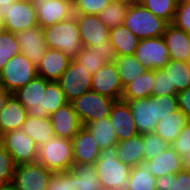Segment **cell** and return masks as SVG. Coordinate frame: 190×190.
<instances>
[{"label":"cell","mask_w":190,"mask_h":190,"mask_svg":"<svg viewBox=\"0 0 190 190\" xmlns=\"http://www.w3.org/2000/svg\"><path fill=\"white\" fill-rule=\"evenodd\" d=\"M65 94L63 93L61 86L58 81H49L46 85L45 90V110L51 115L58 108L66 105Z\"/></svg>","instance_id":"obj_38"},{"label":"cell","mask_w":190,"mask_h":190,"mask_svg":"<svg viewBox=\"0 0 190 190\" xmlns=\"http://www.w3.org/2000/svg\"><path fill=\"white\" fill-rule=\"evenodd\" d=\"M108 117L113 125L118 142L139 134L134 123L132 111L127 102L122 100L115 101Z\"/></svg>","instance_id":"obj_21"},{"label":"cell","mask_w":190,"mask_h":190,"mask_svg":"<svg viewBox=\"0 0 190 190\" xmlns=\"http://www.w3.org/2000/svg\"><path fill=\"white\" fill-rule=\"evenodd\" d=\"M112 0H73L74 14L98 15Z\"/></svg>","instance_id":"obj_44"},{"label":"cell","mask_w":190,"mask_h":190,"mask_svg":"<svg viewBox=\"0 0 190 190\" xmlns=\"http://www.w3.org/2000/svg\"><path fill=\"white\" fill-rule=\"evenodd\" d=\"M10 93L0 86V113L4 107L5 101L9 97Z\"/></svg>","instance_id":"obj_50"},{"label":"cell","mask_w":190,"mask_h":190,"mask_svg":"<svg viewBox=\"0 0 190 190\" xmlns=\"http://www.w3.org/2000/svg\"><path fill=\"white\" fill-rule=\"evenodd\" d=\"M21 130L30 137L37 146L43 144L46 140L55 137L53 127L49 117L33 118L27 116Z\"/></svg>","instance_id":"obj_30"},{"label":"cell","mask_w":190,"mask_h":190,"mask_svg":"<svg viewBox=\"0 0 190 190\" xmlns=\"http://www.w3.org/2000/svg\"><path fill=\"white\" fill-rule=\"evenodd\" d=\"M5 30L17 33L38 25L37 13L32 0H17L9 5L3 18Z\"/></svg>","instance_id":"obj_15"},{"label":"cell","mask_w":190,"mask_h":190,"mask_svg":"<svg viewBox=\"0 0 190 190\" xmlns=\"http://www.w3.org/2000/svg\"><path fill=\"white\" fill-rule=\"evenodd\" d=\"M32 3L42 28L74 16L73 0H32Z\"/></svg>","instance_id":"obj_14"},{"label":"cell","mask_w":190,"mask_h":190,"mask_svg":"<svg viewBox=\"0 0 190 190\" xmlns=\"http://www.w3.org/2000/svg\"><path fill=\"white\" fill-rule=\"evenodd\" d=\"M49 81L36 76L25 86L16 90L13 95L27 109L28 116L45 118L50 115L45 108V90Z\"/></svg>","instance_id":"obj_10"},{"label":"cell","mask_w":190,"mask_h":190,"mask_svg":"<svg viewBox=\"0 0 190 190\" xmlns=\"http://www.w3.org/2000/svg\"><path fill=\"white\" fill-rule=\"evenodd\" d=\"M71 59L62 51L48 48L37 65V75L48 81H58Z\"/></svg>","instance_id":"obj_23"},{"label":"cell","mask_w":190,"mask_h":190,"mask_svg":"<svg viewBox=\"0 0 190 190\" xmlns=\"http://www.w3.org/2000/svg\"><path fill=\"white\" fill-rule=\"evenodd\" d=\"M42 30L47 47L62 51L71 60L75 59L83 49L75 16L42 28Z\"/></svg>","instance_id":"obj_3"},{"label":"cell","mask_w":190,"mask_h":190,"mask_svg":"<svg viewBox=\"0 0 190 190\" xmlns=\"http://www.w3.org/2000/svg\"><path fill=\"white\" fill-rule=\"evenodd\" d=\"M161 70L167 74L171 86H175L177 92L190 87V62L170 59Z\"/></svg>","instance_id":"obj_31"},{"label":"cell","mask_w":190,"mask_h":190,"mask_svg":"<svg viewBox=\"0 0 190 190\" xmlns=\"http://www.w3.org/2000/svg\"><path fill=\"white\" fill-rule=\"evenodd\" d=\"M129 177L128 190H156V178L149 172L145 164L131 167Z\"/></svg>","instance_id":"obj_35"},{"label":"cell","mask_w":190,"mask_h":190,"mask_svg":"<svg viewBox=\"0 0 190 190\" xmlns=\"http://www.w3.org/2000/svg\"><path fill=\"white\" fill-rule=\"evenodd\" d=\"M109 39L117 56L134 55L140 39L124 25L110 29Z\"/></svg>","instance_id":"obj_28"},{"label":"cell","mask_w":190,"mask_h":190,"mask_svg":"<svg viewBox=\"0 0 190 190\" xmlns=\"http://www.w3.org/2000/svg\"><path fill=\"white\" fill-rule=\"evenodd\" d=\"M15 167L11 154L0 143V186L12 183Z\"/></svg>","instance_id":"obj_42"},{"label":"cell","mask_w":190,"mask_h":190,"mask_svg":"<svg viewBox=\"0 0 190 190\" xmlns=\"http://www.w3.org/2000/svg\"><path fill=\"white\" fill-rule=\"evenodd\" d=\"M114 102V99L90 90L71 103L82 125L85 126L89 122L108 117Z\"/></svg>","instance_id":"obj_8"},{"label":"cell","mask_w":190,"mask_h":190,"mask_svg":"<svg viewBox=\"0 0 190 190\" xmlns=\"http://www.w3.org/2000/svg\"><path fill=\"white\" fill-rule=\"evenodd\" d=\"M188 123L187 116L180 109H177L161 119L154 132L170 145Z\"/></svg>","instance_id":"obj_27"},{"label":"cell","mask_w":190,"mask_h":190,"mask_svg":"<svg viewBox=\"0 0 190 190\" xmlns=\"http://www.w3.org/2000/svg\"><path fill=\"white\" fill-rule=\"evenodd\" d=\"M154 82V70H146L142 75L131 81L123 88L121 100L148 98L152 96V86Z\"/></svg>","instance_id":"obj_29"},{"label":"cell","mask_w":190,"mask_h":190,"mask_svg":"<svg viewBox=\"0 0 190 190\" xmlns=\"http://www.w3.org/2000/svg\"><path fill=\"white\" fill-rule=\"evenodd\" d=\"M0 190H18L13 183L0 186Z\"/></svg>","instance_id":"obj_52"},{"label":"cell","mask_w":190,"mask_h":190,"mask_svg":"<svg viewBox=\"0 0 190 190\" xmlns=\"http://www.w3.org/2000/svg\"><path fill=\"white\" fill-rule=\"evenodd\" d=\"M85 127L90 131L100 149L115 146L118 142L109 117L89 122Z\"/></svg>","instance_id":"obj_32"},{"label":"cell","mask_w":190,"mask_h":190,"mask_svg":"<svg viewBox=\"0 0 190 190\" xmlns=\"http://www.w3.org/2000/svg\"><path fill=\"white\" fill-rule=\"evenodd\" d=\"M21 53L35 66L44 57L48 47L40 25L15 33Z\"/></svg>","instance_id":"obj_17"},{"label":"cell","mask_w":190,"mask_h":190,"mask_svg":"<svg viewBox=\"0 0 190 190\" xmlns=\"http://www.w3.org/2000/svg\"><path fill=\"white\" fill-rule=\"evenodd\" d=\"M126 102L132 111L136 129L141 135L154 132L161 119L179 109L177 95L149 96Z\"/></svg>","instance_id":"obj_1"},{"label":"cell","mask_w":190,"mask_h":190,"mask_svg":"<svg viewBox=\"0 0 190 190\" xmlns=\"http://www.w3.org/2000/svg\"><path fill=\"white\" fill-rule=\"evenodd\" d=\"M144 146V160L149 161L165 151L169 144L155 132L142 134Z\"/></svg>","instance_id":"obj_41"},{"label":"cell","mask_w":190,"mask_h":190,"mask_svg":"<svg viewBox=\"0 0 190 190\" xmlns=\"http://www.w3.org/2000/svg\"><path fill=\"white\" fill-rule=\"evenodd\" d=\"M15 33L4 30L0 33V71L13 56L21 53Z\"/></svg>","instance_id":"obj_39"},{"label":"cell","mask_w":190,"mask_h":190,"mask_svg":"<svg viewBox=\"0 0 190 190\" xmlns=\"http://www.w3.org/2000/svg\"><path fill=\"white\" fill-rule=\"evenodd\" d=\"M5 30L4 21L2 18H0V33H2Z\"/></svg>","instance_id":"obj_53"},{"label":"cell","mask_w":190,"mask_h":190,"mask_svg":"<svg viewBox=\"0 0 190 190\" xmlns=\"http://www.w3.org/2000/svg\"><path fill=\"white\" fill-rule=\"evenodd\" d=\"M144 164L155 178L167 174H176L183 170L181 156L177 154L171 145L153 159L145 161Z\"/></svg>","instance_id":"obj_25"},{"label":"cell","mask_w":190,"mask_h":190,"mask_svg":"<svg viewBox=\"0 0 190 190\" xmlns=\"http://www.w3.org/2000/svg\"><path fill=\"white\" fill-rule=\"evenodd\" d=\"M94 165L73 164L71 170L53 173L46 190H101Z\"/></svg>","instance_id":"obj_4"},{"label":"cell","mask_w":190,"mask_h":190,"mask_svg":"<svg viewBox=\"0 0 190 190\" xmlns=\"http://www.w3.org/2000/svg\"><path fill=\"white\" fill-rule=\"evenodd\" d=\"M78 64L83 65V67L90 74L96 73L102 66L106 64L101 56L92 47H83L81 52L74 59Z\"/></svg>","instance_id":"obj_40"},{"label":"cell","mask_w":190,"mask_h":190,"mask_svg":"<svg viewBox=\"0 0 190 190\" xmlns=\"http://www.w3.org/2000/svg\"><path fill=\"white\" fill-rule=\"evenodd\" d=\"M37 162L53 173L71 170L73 163L72 142L53 137L38 146Z\"/></svg>","instance_id":"obj_6"},{"label":"cell","mask_w":190,"mask_h":190,"mask_svg":"<svg viewBox=\"0 0 190 190\" xmlns=\"http://www.w3.org/2000/svg\"><path fill=\"white\" fill-rule=\"evenodd\" d=\"M168 24L138 1L129 4L123 21V25L139 39L163 36Z\"/></svg>","instance_id":"obj_5"},{"label":"cell","mask_w":190,"mask_h":190,"mask_svg":"<svg viewBox=\"0 0 190 190\" xmlns=\"http://www.w3.org/2000/svg\"><path fill=\"white\" fill-rule=\"evenodd\" d=\"M93 50H96L106 63H112L116 58L117 54L115 48L112 46L110 39L103 42V44L95 45L92 47Z\"/></svg>","instance_id":"obj_47"},{"label":"cell","mask_w":190,"mask_h":190,"mask_svg":"<svg viewBox=\"0 0 190 190\" xmlns=\"http://www.w3.org/2000/svg\"><path fill=\"white\" fill-rule=\"evenodd\" d=\"M130 3L112 0L99 14V19L109 28L123 25Z\"/></svg>","instance_id":"obj_34"},{"label":"cell","mask_w":190,"mask_h":190,"mask_svg":"<svg viewBox=\"0 0 190 190\" xmlns=\"http://www.w3.org/2000/svg\"><path fill=\"white\" fill-rule=\"evenodd\" d=\"M163 38L171 60L190 62V34L169 23Z\"/></svg>","instance_id":"obj_22"},{"label":"cell","mask_w":190,"mask_h":190,"mask_svg":"<svg viewBox=\"0 0 190 190\" xmlns=\"http://www.w3.org/2000/svg\"><path fill=\"white\" fill-rule=\"evenodd\" d=\"M181 165L183 170L190 171V151L188 155H181Z\"/></svg>","instance_id":"obj_51"},{"label":"cell","mask_w":190,"mask_h":190,"mask_svg":"<svg viewBox=\"0 0 190 190\" xmlns=\"http://www.w3.org/2000/svg\"><path fill=\"white\" fill-rule=\"evenodd\" d=\"M53 172L38 162L18 164L12 183L18 190H46Z\"/></svg>","instance_id":"obj_13"},{"label":"cell","mask_w":190,"mask_h":190,"mask_svg":"<svg viewBox=\"0 0 190 190\" xmlns=\"http://www.w3.org/2000/svg\"><path fill=\"white\" fill-rule=\"evenodd\" d=\"M102 189L128 190L130 167L117 158L116 146L100 149L94 164Z\"/></svg>","instance_id":"obj_2"},{"label":"cell","mask_w":190,"mask_h":190,"mask_svg":"<svg viewBox=\"0 0 190 190\" xmlns=\"http://www.w3.org/2000/svg\"><path fill=\"white\" fill-rule=\"evenodd\" d=\"M178 108L187 116L190 122V87L177 93Z\"/></svg>","instance_id":"obj_48"},{"label":"cell","mask_w":190,"mask_h":190,"mask_svg":"<svg viewBox=\"0 0 190 190\" xmlns=\"http://www.w3.org/2000/svg\"><path fill=\"white\" fill-rule=\"evenodd\" d=\"M113 64L117 68L123 88L147 70L134 55L116 56Z\"/></svg>","instance_id":"obj_33"},{"label":"cell","mask_w":190,"mask_h":190,"mask_svg":"<svg viewBox=\"0 0 190 190\" xmlns=\"http://www.w3.org/2000/svg\"><path fill=\"white\" fill-rule=\"evenodd\" d=\"M55 137L72 140L83 127L72 103L58 108L49 116Z\"/></svg>","instance_id":"obj_19"},{"label":"cell","mask_w":190,"mask_h":190,"mask_svg":"<svg viewBox=\"0 0 190 190\" xmlns=\"http://www.w3.org/2000/svg\"><path fill=\"white\" fill-rule=\"evenodd\" d=\"M92 74L74 59L58 80L66 100L71 103L84 93L91 90Z\"/></svg>","instance_id":"obj_11"},{"label":"cell","mask_w":190,"mask_h":190,"mask_svg":"<svg viewBox=\"0 0 190 190\" xmlns=\"http://www.w3.org/2000/svg\"><path fill=\"white\" fill-rule=\"evenodd\" d=\"M179 156L190 151V122L184 126L178 137L170 144Z\"/></svg>","instance_id":"obj_46"},{"label":"cell","mask_w":190,"mask_h":190,"mask_svg":"<svg viewBox=\"0 0 190 190\" xmlns=\"http://www.w3.org/2000/svg\"><path fill=\"white\" fill-rule=\"evenodd\" d=\"M17 0H0V18L5 17V11L9 7V5H13V3Z\"/></svg>","instance_id":"obj_49"},{"label":"cell","mask_w":190,"mask_h":190,"mask_svg":"<svg viewBox=\"0 0 190 190\" xmlns=\"http://www.w3.org/2000/svg\"><path fill=\"white\" fill-rule=\"evenodd\" d=\"M91 90L115 101L121 100L123 87L113 62L106 63L92 74Z\"/></svg>","instance_id":"obj_16"},{"label":"cell","mask_w":190,"mask_h":190,"mask_svg":"<svg viewBox=\"0 0 190 190\" xmlns=\"http://www.w3.org/2000/svg\"><path fill=\"white\" fill-rule=\"evenodd\" d=\"M115 146L117 158L130 168L145 163L143 137L141 134L117 142Z\"/></svg>","instance_id":"obj_26"},{"label":"cell","mask_w":190,"mask_h":190,"mask_svg":"<svg viewBox=\"0 0 190 190\" xmlns=\"http://www.w3.org/2000/svg\"><path fill=\"white\" fill-rule=\"evenodd\" d=\"M114 1H124L128 3H133V2H137L138 0H114Z\"/></svg>","instance_id":"obj_54"},{"label":"cell","mask_w":190,"mask_h":190,"mask_svg":"<svg viewBox=\"0 0 190 190\" xmlns=\"http://www.w3.org/2000/svg\"><path fill=\"white\" fill-rule=\"evenodd\" d=\"M138 2L157 17L168 23L173 22L178 0H138Z\"/></svg>","instance_id":"obj_37"},{"label":"cell","mask_w":190,"mask_h":190,"mask_svg":"<svg viewBox=\"0 0 190 190\" xmlns=\"http://www.w3.org/2000/svg\"><path fill=\"white\" fill-rule=\"evenodd\" d=\"M27 116V109L10 94L0 113V135L10 130L21 129Z\"/></svg>","instance_id":"obj_24"},{"label":"cell","mask_w":190,"mask_h":190,"mask_svg":"<svg viewBox=\"0 0 190 190\" xmlns=\"http://www.w3.org/2000/svg\"><path fill=\"white\" fill-rule=\"evenodd\" d=\"M177 93L175 86H171L167 74L161 69H155L152 96L177 95Z\"/></svg>","instance_id":"obj_43"},{"label":"cell","mask_w":190,"mask_h":190,"mask_svg":"<svg viewBox=\"0 0 190 190\" xmlns=\"http://www.w3.org/2000/svg\"><path fill=\"white\" fill-rule=\"evenodd\" d=\"M37 76V66L22 53L13 56L0 71V86L10 94Z\"/></svg>","instance_id":"obj_7"},{"label":"cell","mask_w":190,"mask_h":190,"mask_svg":"<svg viewBox=\"0 0 190 190\" xmlns=\"http://www.w3.org/2000/svg\"><path fill=\"white\" fill-rule=\"evenodd\" d=\"M73 163L94 165L99 158L100 148L90 131L83 126L72 138Z\"/></svg>","instance_id":"obj_20"},{"label":"cell","mask_w":190,"mask_h":190,"mask_svg":"<svg viewBox=\"0 0 190 190\" xmlns=\"http://www.w3.org/2000/svg\"><path fill=\"white\" fill-rule=\"evenodd\" d=\"M156 190H190V171L181 170L156 178Z\"/></svg>","instance_id":"obj_36"},{"label":"cell","mask_w":190,"mask_h":190,"mask_svg":"<svg viewBox=\"0 0 190 190\" xmlns=\"http://www.w3.org/2000/svg\"><path fill=\"white\" fill-rule=\"evenodd\" d=\"M0 143L11 154L16 165L37 162L38 146L21 129L0 135Z\"/></svg>","instance_id":"obj_9"},{"label":"cell","mask_w":190,"mask_h":190,"mask_svg":"<svg viewBox=\"0 0 190 190\" xmlns=\"http://www.w3.org/2000/svg\"><path fill=\"white\" fill-rule=\"evenodd\" d=\"M74 16L83 47L103 44L109 39L110 29L99 19L98 15L74 14Z\"/></svg>","instance_id":"obj_18"},{"label":"cell","mask_w":190,"mask_h":190,"mask_svg":"<svg viewBox=\"0 0 190 190\" xmlns=\"http://www.w3.org/2000/svg\"><path fill=\"white\" fill-rule=\"evenodd\" d=\"M172 24L190 34V1H178Z\"/></svg>","instance_id":"obj_45"},{"label":"cell","mask_w":190,"mask_h":190,"mask_svg":"<svg viewBox=\"0 0 190 190\" xmlns=\"http://www.w3.org/2000/svg\"><path fill=\"white\" fill-rule=\"evenodd\" d=\"M134 56L148 70L161 69L170 60L163 36L140 39Z\"/></svg>","instance_id":"obj_12"}]
</instances>
